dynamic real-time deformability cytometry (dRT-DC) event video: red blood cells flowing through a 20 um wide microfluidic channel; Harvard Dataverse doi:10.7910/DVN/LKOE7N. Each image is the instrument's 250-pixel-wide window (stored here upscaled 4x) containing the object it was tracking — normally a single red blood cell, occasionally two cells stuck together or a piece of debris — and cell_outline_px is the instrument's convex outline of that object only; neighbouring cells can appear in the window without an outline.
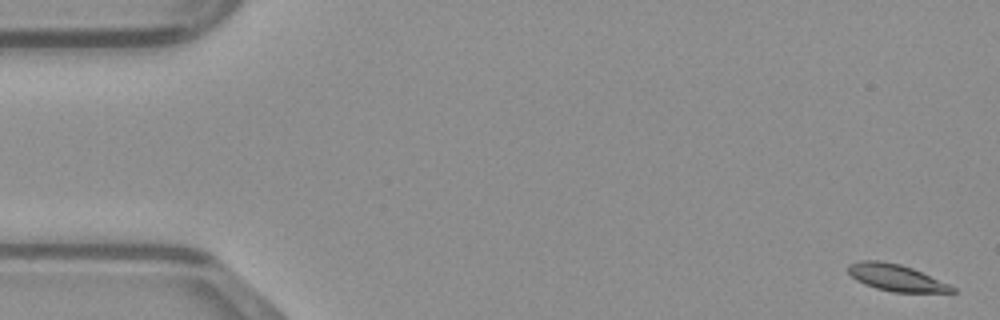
{"species": "common noctule bat (a hibernating species)", "species_latin": "Nyctalus noctula", "temperature_condition": "warm", "stored_images_in_passage": 49, "camera_frame_rate_fps": 3000, "um_per_image_px": 0.085, "animal": {"sex": "male", "body_mass_g": 23.1, "forearm_length_mm": 52.7}, "frame": {"image": 1, "passage_image": 1, "time_ms": 0.0, "image_size_px": [1000, 320], "cell_outline_px": [[956, 292], [892, 292], [876, 288], [864, 284], [856, 280], [848, 272], [848, 264], [860, 260], [880, 260], [900, 264], [912, 268], [948, 284], [956, 288]], "centroid_in_image_um": [76.13, 23.59], "position_along_channel_um": 8.9, "area_um2": 16.07}}
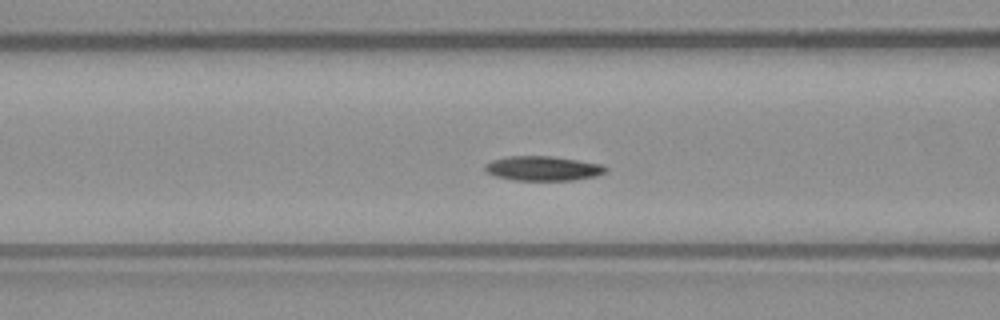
{"frame": {"image": 2, "passage_image": 19, "time_ms": 6.0, "image_size_px": [1000, 320], "cell_outline_px": [[608, 172], [596, 176], [572, 180], [516, 180], [496, 176], [484, 172], [484, 164], [492, 160], [508, 156], [552, 156], [604, 164], [608, 168]], "centroid_in_image_um": [46.17, 14.31], "position_along_channel_um": 120.4, "area_um2": 17.46}}
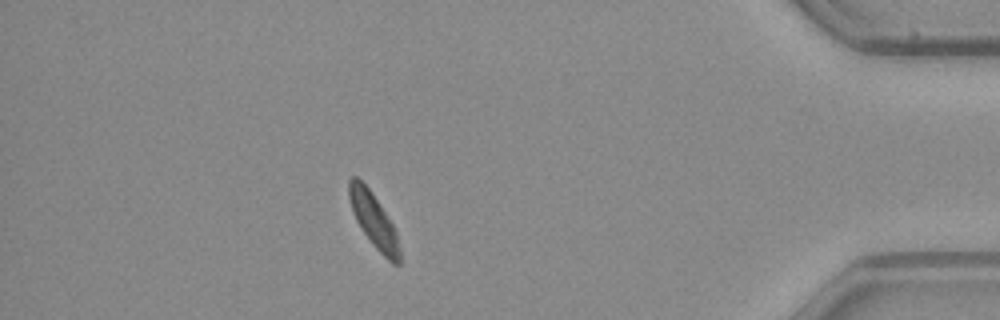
{"frame": {"image": 3, "passage_image": 43, "time_ms": 14.0, "image_size_px": [1000, 320], "cell_outline_px": [[400, 264], [392, 264], [372, 244], [356, 220], [352, 212], [348, 196], [348, 180], [352, 176], [356, 176], [368, 188], [392, 224], [396, 232], [400, 248]], "centroid_in_image_um": [31.75, 18.74], "position_along_channel_um": 403.5, "area_um2": 15.66}}